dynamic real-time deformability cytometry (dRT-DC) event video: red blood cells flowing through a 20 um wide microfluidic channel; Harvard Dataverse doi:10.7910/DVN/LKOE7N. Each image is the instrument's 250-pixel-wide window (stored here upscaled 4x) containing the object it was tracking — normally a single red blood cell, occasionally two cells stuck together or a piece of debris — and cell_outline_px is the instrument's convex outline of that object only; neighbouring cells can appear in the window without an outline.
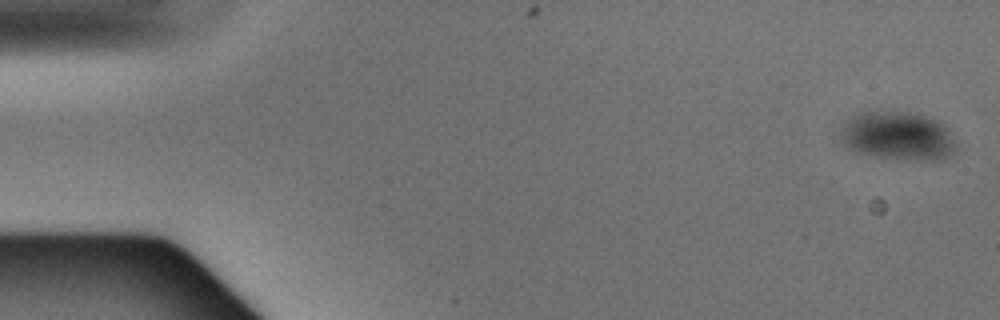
{"species": "Egyptian fruit bat (a non-hibernating species)", "species_latin": "Rousettus aegyptiacus", "temperature_condition": "warm", "stored_images_in_passage": 4, "camera_frame_rate_fps": 3000, "um_per_image_px": 0.085, "animal": {"sex": "male"}, "frame": {"image": 1, "passage_image": 1, "time_ms": 0.0, "image_size_px": [1000, 320], "cell_outline_px": [[956, 152], [952, 156], [944, 160], [912, 160], [880, 156], [860, 152], [848, 148], [840, 140], [840, 132], [844, 120], [860, 112], [916, 112], [940, 120], [948, 128], [956, 140]], "centroid_in_image_um": [76.39, 11.54], "position_along_channel_um": 8.6, "area_um2": 33.29}}
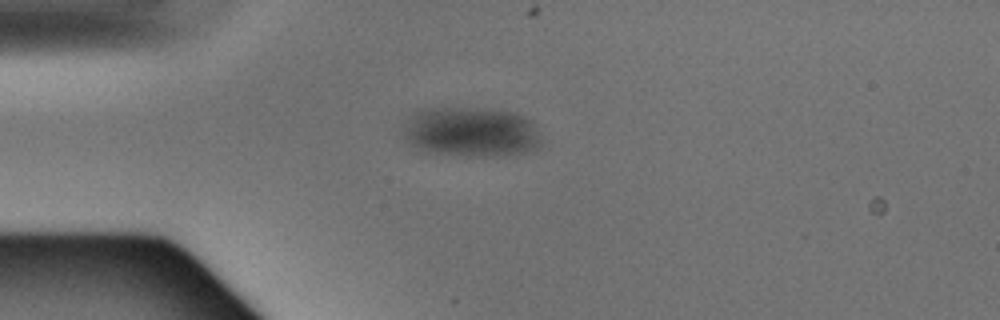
{"frame": {"image": 2, "passage_image": 4, "time_ms": 1.0, "image_size_px": [1000, 320], "cell_outline_px": [[544, 144], [536, 148], [524, 152], [508, 156], [468, 156], [416, 152], [404, 140], [404, 120], [412, 112], [420, 108], [476, 108], [516, 112], [532, 120], [536, 124]], "centroid_in_image_um": [40.0, 11.23], "position_along_channel_um": 45.0, "area_um2": 41.62}}